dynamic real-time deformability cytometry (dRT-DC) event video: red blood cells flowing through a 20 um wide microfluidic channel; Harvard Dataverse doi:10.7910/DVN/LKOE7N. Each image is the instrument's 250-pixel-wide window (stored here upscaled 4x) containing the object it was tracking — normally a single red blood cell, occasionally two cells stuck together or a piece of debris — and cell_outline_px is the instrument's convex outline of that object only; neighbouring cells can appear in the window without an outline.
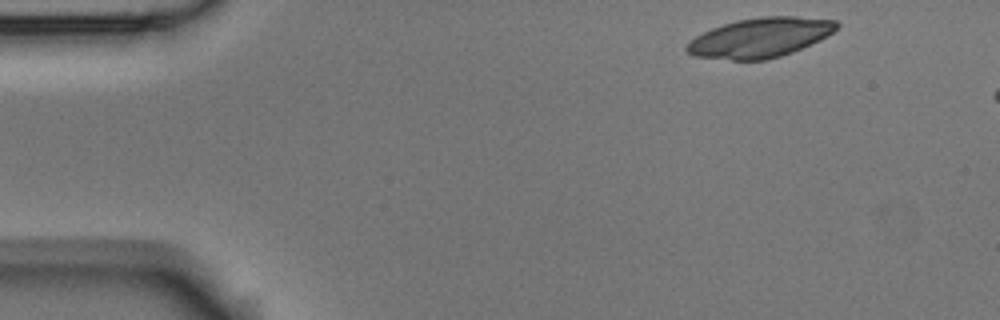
{"species": "Egyptian fruit bat (a non-hibernating species)", "species_latin": "Rousettus aegyptiacus", "temperature_condition": "room temperature", "stored_images_in_passage": 5, "camera_frame_rate_fps": 3000, "um_per_image_px": 0.085, "animal": {"sex": "male"}, "frame": {"image": 1, "passage_image": 1, "time_ms": 0.0, "image_size_px": [1000, 320], "cell_outline_px": [[840, 24], [832, 32], [812, 44], [792, 52], [780, 56], [764, 60], [732, 60], [692, 56], [684, 48], [696, 36], [712, 28], [736, 20], [760, 16], [796, 16], [836, 20]], "centroid_in_image_um": [64.61, 3.19], "position_along_channel_um": 20.4, "area_um2": 34.45}}